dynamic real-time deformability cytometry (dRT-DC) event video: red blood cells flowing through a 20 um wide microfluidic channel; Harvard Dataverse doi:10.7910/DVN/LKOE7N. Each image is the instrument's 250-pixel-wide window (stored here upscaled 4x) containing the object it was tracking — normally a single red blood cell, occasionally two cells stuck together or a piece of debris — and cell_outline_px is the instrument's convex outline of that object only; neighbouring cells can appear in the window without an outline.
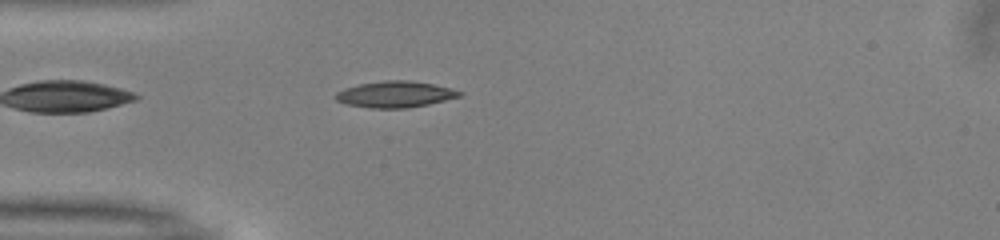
{"species": "common noctule bat (a hibernating species)", "species_latin": "Nyctalus noctula", "temperature_condition": "warm", "stored_images_in_passage": 37, "camera_frame_rate_fps": 3000, "um_per_image_px": 0.085, "animal": {"sex": "male", "body_mass_g": 13.0, "forearm_length_mm": 53.1}, "frame": {"image": 1, "passage_image": 1, "time_ms": 0.0, "image_size_px": [1000, 240], "cell_outline_px": [[464, 92], [460, 96], [428, 104], [408, 108], [372, 108], [344, 104], [336, 100], [336, 92], [344, 88], [360, 84], [384, 80], [408, 80], [432, 84]], "centroid_in_image_um": [33.55, 8.02], "position_along_channel_um": 51.5, "area_um2": 18.79}}
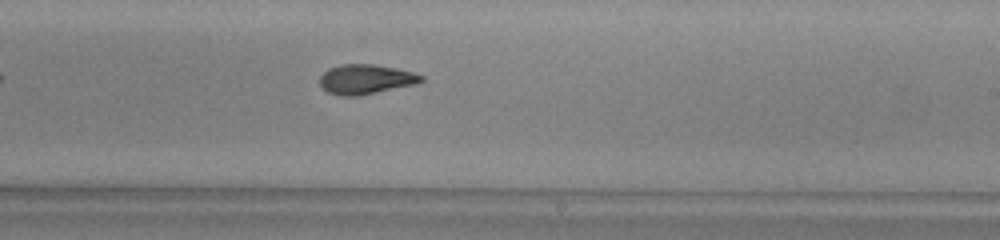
{"frame": {"image": 2, "passage_image": 17, "time_ms": 5.333, "image_size_px": [1000, 240], "cell_outline_px": [[424, 80], [416, 84], [356, 96], [344, 96], [328, 92], [320, 84], [320, 76], [328, 68], [340, 64], [372, 64], [396, 68], [412, 72], [424, 76]], "centroid_in_image_um": [31.09, 6.72], "position_along_channel_um": 257.9, "area_um2": 17.4}}
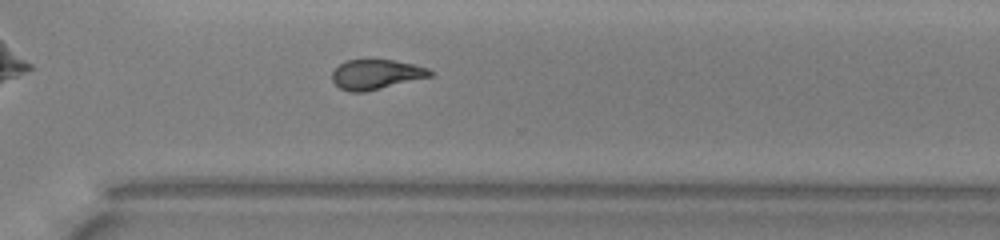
{"frame": {"image": 3, "passage_image": 23, "time_ms": 7.333, "image_size_px": [1000, 240], "cell_outline_px": [[432, 76], [364, 92], [352, 92], [340, 88], [332, 80], [332, 72], [340, 64], [348, 60], [392, 60], [412, 64], [428, 68], [432, 72]], "centroid_in_image_um": [31.96, 6.33], "position_along_channel_um": 338.6, "area_um2": 16.7}, "authors_computed_cell_mechanics": {"area_um2": 17.629, "velocity_mm_per_s": 4.0298, "shape_relaxation_time_tau1_ms": 6.4842, "shape_relaxation_time_tau2_ms": 2.7471, "deformation_change_tau1": 0.1974, "deformation_change_tau2": 0.1045}}